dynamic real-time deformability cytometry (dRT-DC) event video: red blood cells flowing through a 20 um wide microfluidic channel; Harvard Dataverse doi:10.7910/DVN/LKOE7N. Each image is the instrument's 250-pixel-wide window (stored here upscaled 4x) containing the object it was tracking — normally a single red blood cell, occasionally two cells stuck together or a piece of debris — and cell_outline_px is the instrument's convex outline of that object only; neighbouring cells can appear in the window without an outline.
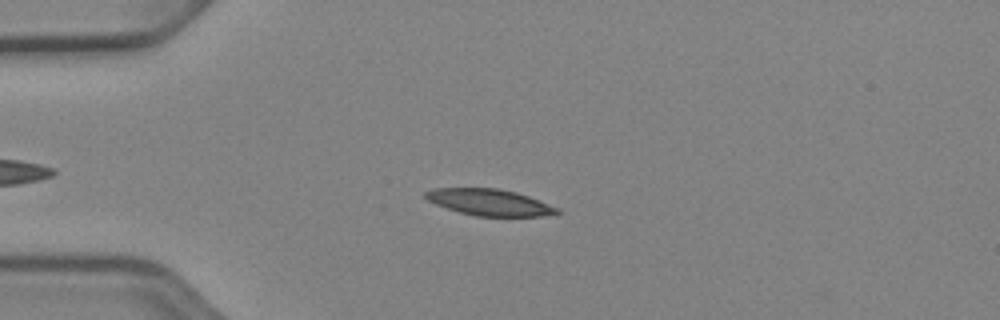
{"species": "Egyptian fruit bat (a non-hibernating species)", "species_latin": "Rousettus aegyptiacus", "temperature_condition": "cold", "stored_images_in_passage": 37, "camera_frame_rate_fps": 3000, "um_per_image_px": 0.085, "animal": {"sex": "female"}, "frame": {"image": 1, "passage_image": 10, "time_ms": 3.0, "image_size_px": [1000, 320], "cell_outline_px": [[560, 212], [556, 216], [476, 216], [460, 212], [436, 204], [428, 200], [424, 196], [424, 192], [432, 188], [500, 188], [516, 192], [528, 196], [560, 208]], "centroid_in_image_um": [41.66, 17.2], "position_along_channel_um": 43.3, "area_um2": 20.4}}
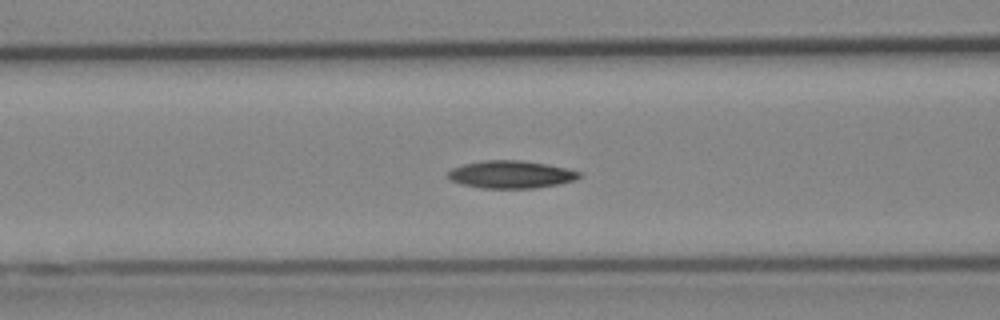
{"frame": {"image": 2, "passage_image": 18, "time_ms": 5.667, "image_size_px": [1000, 320], "cell_outline_px": [[584, 176], [576, 180], [560, 184], [536, 188], [480, 188], [460, 184], [448, 180], [448, 172], [452, 168], [464, 164], [484, 160], [520, 160], [548, 164], [580, 172]], "centroid_in_image_um": [43.44, 14.83], "position_along_channel_um": 123.2, "area_um2": 21.33}}
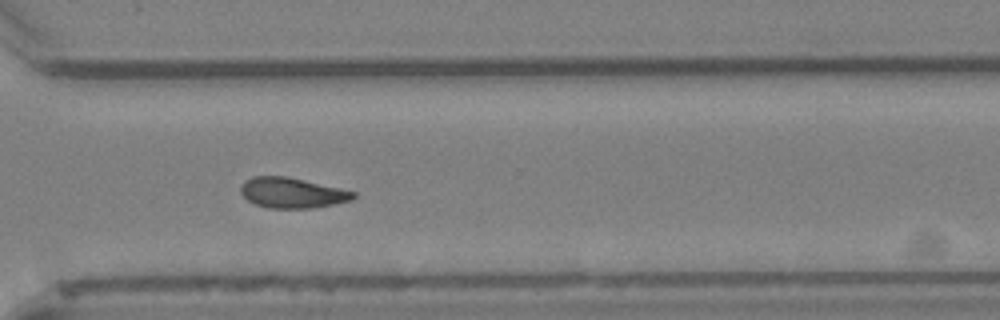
{"frame": {"image": 3, "passage_image": 35, "time_ms": 11.333, "image_size_px": [1000, 320], "cell_outline_px": [[356, 196], [352, 200], [312, 208], [268, 208], [256, 204], [248, 200], [240, 192], [240, 188], [244, 180], [252, 176], [284, 176], [340, 188], [356, 192]], "centroid_in_image_um": [24.81, 16.39], "position_along_channel_um": 345.8, "area_um2": 19.77}, "authors_computed_cell_mechanics": {"area_um2": 20.4034, "velocity_mm_per_s": 3.9229, "shape_relaxation_time_tau1_ms": 4.8321, "shape_relaxation_time_tau2_ms": null, "deformation_change_tau1": 0.136, "deformation_change_tau2": null}}